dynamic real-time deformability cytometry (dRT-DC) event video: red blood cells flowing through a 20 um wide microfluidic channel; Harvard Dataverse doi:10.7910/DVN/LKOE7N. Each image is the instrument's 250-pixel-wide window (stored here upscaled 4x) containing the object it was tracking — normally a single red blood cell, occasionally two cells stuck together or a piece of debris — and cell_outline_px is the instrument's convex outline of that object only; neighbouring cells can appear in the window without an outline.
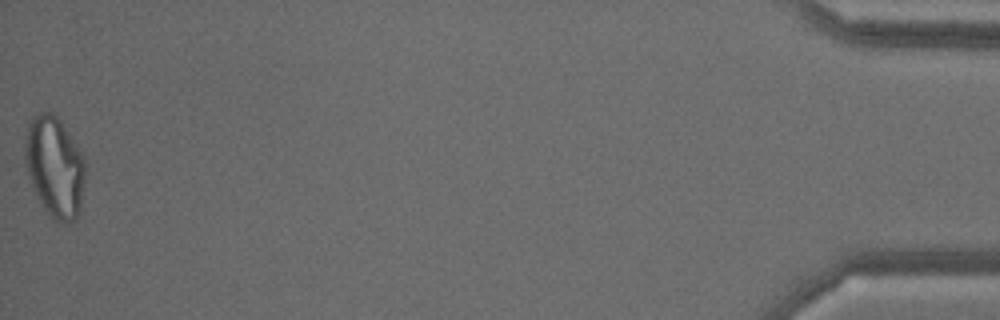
{"species": "common noctule bat (a hibernating species)", "species_latin": "Nyctalus noctula", "temperature_condition": "warm", "stored_images_in_passage": 40, "camera_frame_rate_fps": 3000, "um_per_image_px": 0.085, "animal": {"sex": "male", "body_mass_g": 18.8}, "frame": {"image": 1, "passage_image": 40, "time_ms": 13.0, "image_size_px": [1000, 320], "cell_outline_px": [[84, 184], [80, 208], [76, 216], [68, 224], [56, 224], [52, 220], [36, 196], [32, 188], [24, 160], [24, 136], [28, 120], [32, 116], [40, 112], [52, 112], [60, 120], [68, 132], [80, 152], [84, 160]], "centroid_in_image_um": [4.59, 14.19], "position_along_channel_um": 430.6, "area_um2": 35.78}, "authors_computed_cell_mechanics": {"area_um2": 26.5013, "velocity_mm_per_s": 3.6697, "shape_relaxation_time_tau1_ms": null, "shape_relaxation_time_tau2_ms": 1.9012, "deformation_change_tau1": null, "deformation_change_tau2": 0.1128}}